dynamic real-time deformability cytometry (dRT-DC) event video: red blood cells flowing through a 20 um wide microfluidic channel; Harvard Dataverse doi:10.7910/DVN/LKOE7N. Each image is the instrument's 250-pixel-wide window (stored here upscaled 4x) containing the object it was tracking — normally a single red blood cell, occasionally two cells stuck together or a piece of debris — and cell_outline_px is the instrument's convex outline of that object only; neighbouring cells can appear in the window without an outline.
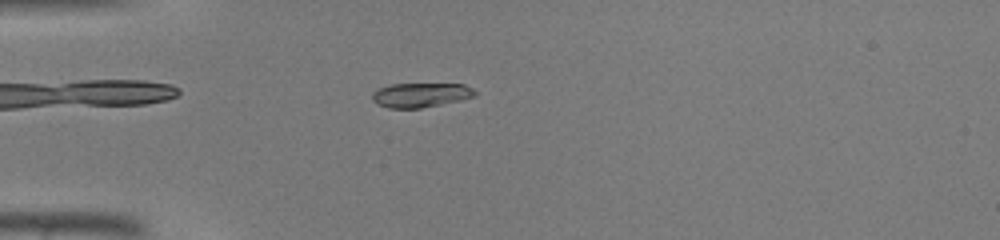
{"species": "common noctule bat (a hibernating species)", "species_latin": "Nyctalus noctula", "temperature_condition": "warm", "stored_images_in_passage": 35, "camera_frame_rate_fps": 3000, "um_per_image_px": 0.085, "animal": {"sex": "male", "body_mass_g": 19.0, "forearm_length_mm": 50.8}, "frame": {"image": 1, "passage_image": 3, "time_ms": 0.667, "image_size_px": [1000, 240], "cell_outline_px": [[476, 96], [460, 100], [420, 108], [388, 108], [372, 100], [372, 92], [380, 88], [392, 84], [464, 84], [472, 88], [476, 92]], "centroid_in_image_um": [35.77, 8.07], "position_along_channel_um": 49.2, "area_um2": 14.45}}
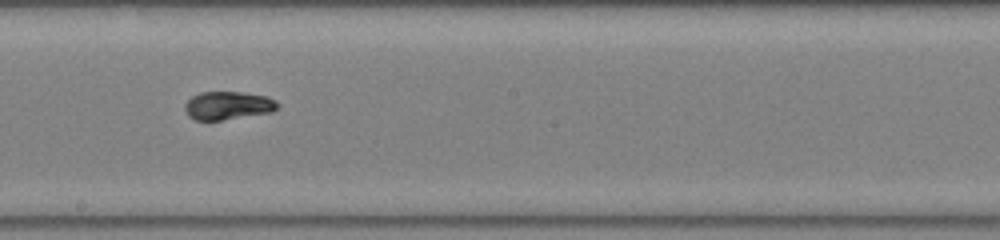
{"frame": {"image": 2, "passage_image": 16, "time_ms": 5.0, "image_size_px": [1000, 240], "cell_outline_px": [[280, 104], [272, 112], [220, 120], [196, 120], [188, 116], [184, 108], [184, 104], [192, 96], [200, 92], [240, 92], [268, 96], [276, 100]], "centroid_in_image_um": [19.37, 8.96], "position_along_channel_um": 228.8, "area_um2": 15.26}}
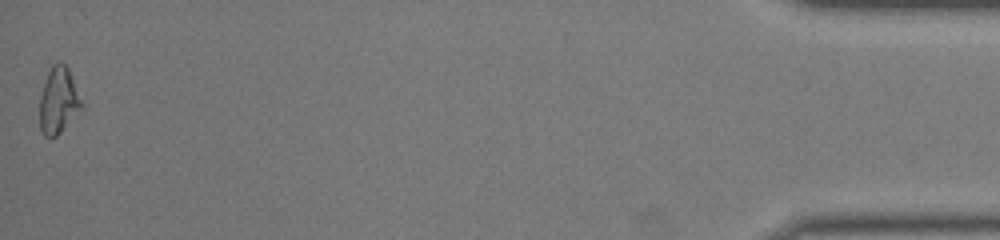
{"frame": {"image": 3, "passage_image": 35, "time_ms": 11.333, "image_size_px": [1000, 240], "cell_outline_px": [[84, 108], [56, 136], [44, 136], [40, 132], [40, 96], [48, 72], [52, 64], [64, 64], [68, 68], [84, 104]], "centroid_in_image_um": [4.99, 8.58], "position_along_channel_um": 430.2, "area_um2": 16.13}}